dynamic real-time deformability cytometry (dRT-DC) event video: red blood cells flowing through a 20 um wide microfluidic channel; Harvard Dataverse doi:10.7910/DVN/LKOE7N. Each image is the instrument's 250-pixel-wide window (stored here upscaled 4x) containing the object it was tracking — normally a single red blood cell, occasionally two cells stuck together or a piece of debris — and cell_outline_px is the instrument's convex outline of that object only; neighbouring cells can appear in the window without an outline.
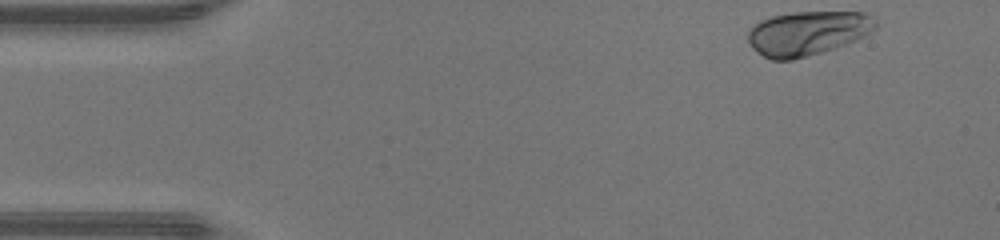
{"species": "human", "species_latin": "Homo sapiens", "temperature_condition": "warm", "stored_images_in_passage": 44, "camera_frame_rate_fps": 3000, "um_per_image_px": 0.085, "donor": {"sex": "male"}, "frame": {"image": 1, "passage_image": 1, "time_ms": 0.0, "image_size_px": [1000, 240], "cell_outline_px": [[876, 28], [864, 36], [856, 40], [820, 52], [792, 60], [772, 60], [764, 56], [752, 48], [748, 40], [748, 32], [760, 20], [772, 16], [792, 12], [864, 12], [876, 20]], "centroid_in_image_um": [68.63, 2.81], "position_along_channel_um": 16.4, "area_um2": 32.6}}
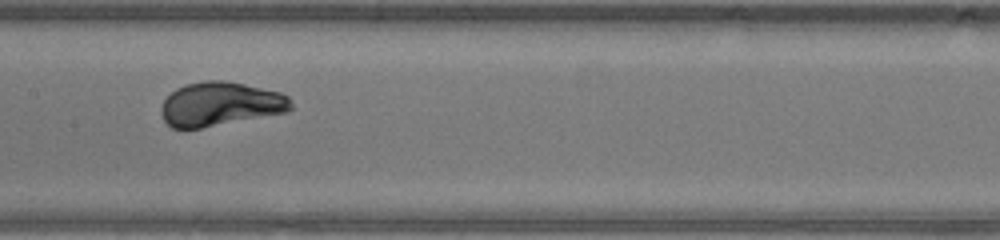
{"frame": {"image": 2, "passage_image": 20, "time_ms": 6.333, "image_size_px": [1000, 240], "cell_outline_px": [[292, 108], [288, 112], [200, 128], [172, 128], [164, 120], [160, 112], [160, 108], [164, 100], [176, 88], [184, 84], [204, 80], [224, 80], [244, 84], [280, 92], [288, 96], [292, 100]], "centroid_in_image_um": [18.73, 8.83], "position_along_channel_um": 188.7, "area_um2": 33.35}}
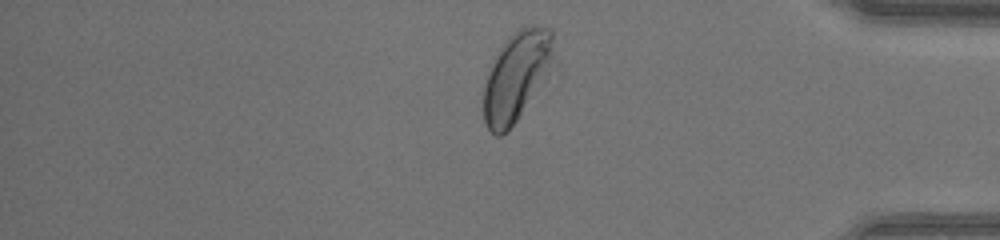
{"frame": {"image": 3, "passage_image": 36, "time_ms": 11.667, "image_size_px": [1000, 240], "cell_outline_px": [[552, 60], [548, 76], [516, 120], [500, 136], [496, 136], [488, 128], [484, 120], [484, 84], [492, 60], [500, 48], [512, 32], [524, 24], [536, 24], [552, 28]], "centroid_in_image_um": [43.9, 6.4], "position_along_channel_um": 391.3, "area_um2": 36.3}, "authors_computed_cell_mechanics": {"area_um2": 32.8593, "velocity_mm_per_s": 4.3465, "shape_relaxation_time_tau1_ms": 1.5063, "shape_relaxation_time_tau2_ms": null, "deformation_change_tau1": 0.1325, "deformation_change_tau2": null}}